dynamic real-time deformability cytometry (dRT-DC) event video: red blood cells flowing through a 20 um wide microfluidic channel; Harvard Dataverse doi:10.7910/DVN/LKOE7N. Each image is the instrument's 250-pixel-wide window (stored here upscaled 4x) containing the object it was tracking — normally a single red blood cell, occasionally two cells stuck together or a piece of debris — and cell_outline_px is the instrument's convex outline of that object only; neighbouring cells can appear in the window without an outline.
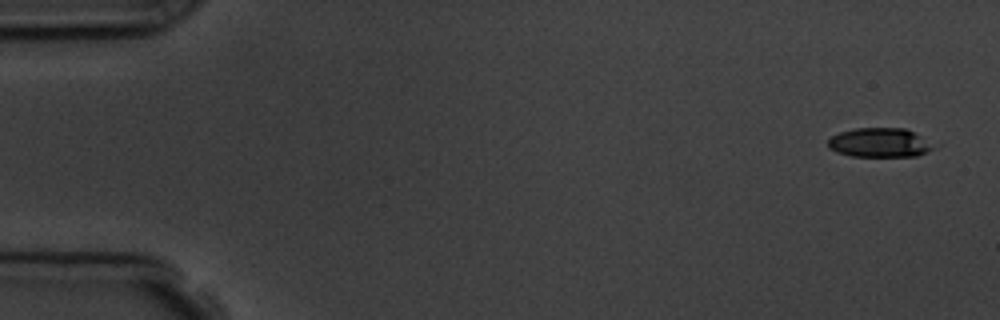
{"species": "common noctule bat (a hibernating species)", "species_latin": "Nyctalus noctula", "temperature_condition": "room temperature", "stored_images_in_passage": 5, "camera_frame_rate_fps": 3000, "um_per_image_px": 0.085, "animal": {"sex": "male", "body_mass_g": 19.5, "forearm_length_mm": 54.6}, "frame": {"image": 1, "passage_image": 1, "time_ms": 0.0, "image_size_px": [1000, 320], "cell_outline_px": [[940, 144], [936, 148], [928, 152], [916, 156], [852, 156], [836, 152], [828, 148], [828, 140], [832, 136], [840, 132], [856, 128], [904, 128]], "centroid_in_image_um": [74.85, 12.13], "position_along_channel_um": 10.1, "area_um2": 18.32}}
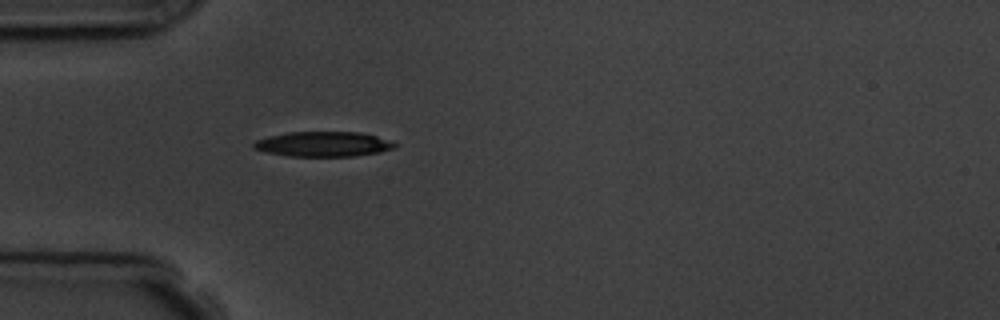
{"frame": {"image": 2, "passage_image": 5, "time_ms": 4.667, "image_size_px": [1000, 320], "cell_outline_px": [[396, 148], [380, 152], [356, 156], [288, 156], [268, 152], [252, 148], [252, 144], [256, 140], [268, 136], [288, 132], [360, 132], [376, 136], [396, 144]], "centroid_in_image_um": [27.46, 12.25], "position_along_channel_um": 57.5, "area_um2": 20.46}}